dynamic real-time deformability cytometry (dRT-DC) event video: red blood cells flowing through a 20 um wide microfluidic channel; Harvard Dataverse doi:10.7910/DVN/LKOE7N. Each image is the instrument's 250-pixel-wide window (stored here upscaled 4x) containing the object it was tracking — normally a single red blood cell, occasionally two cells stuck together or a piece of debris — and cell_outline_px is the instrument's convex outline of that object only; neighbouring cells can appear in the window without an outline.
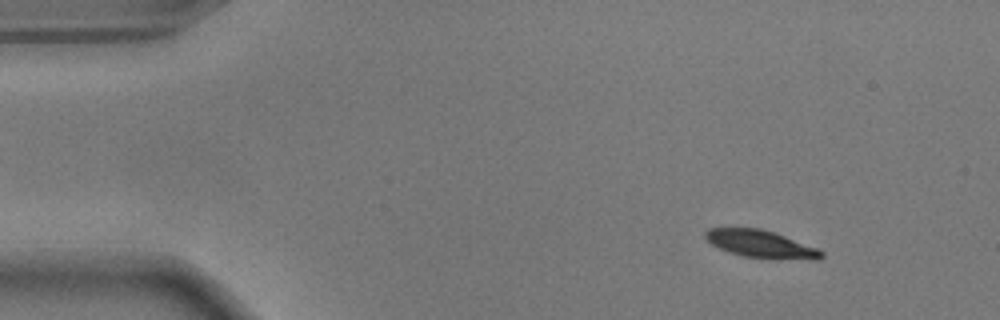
{"species": "common noctule bat (a hibernating species)", "species_latin": "Nyctalus noctula", "temperature_condition": "warm", "stored_images_in_passage": 57, "camera_frame_rate_fps": 3000, "um_per_image_px": 0.085, "animal": {"sex": "male", "body_mass_g": 17.9}, "frame": {"image": 1, "passage_image": 7, "time_ms": 2.0, "image_size_px": [1000, 320], "cell_outline_px": [[824, 256], [820, 260], [816, 260], [744, 256], [720, 248], [712, 244], [704, 236], [704, 232], [708, 228], [760, 228], [784, 236], [816, 248], [824, 252]], "centroid_in_image_um": [64.67, 20.73], "position_along_channel_um": 20.3, "area_um2": 18.03}}
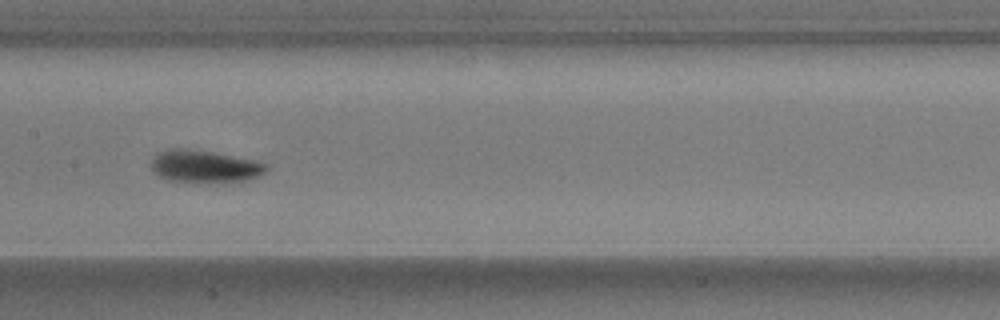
{"frame": {"image": 2, "passage_image": 28, "time_ms": 9.0, "image_size_px": [1000, 320], "cell_outline_px": [[268, 168], [260, 176], [248, 180], [200, 184], [168, 180], [152, 172], [152, 160], [160, 152], [168, 148], [184, 148], [212, 152], [252, 160], [268, 164]], "centroid_in_image_um": [17.38, 14.17], "position_along_channel_um": 190.0, "area_um2": 21.96}}
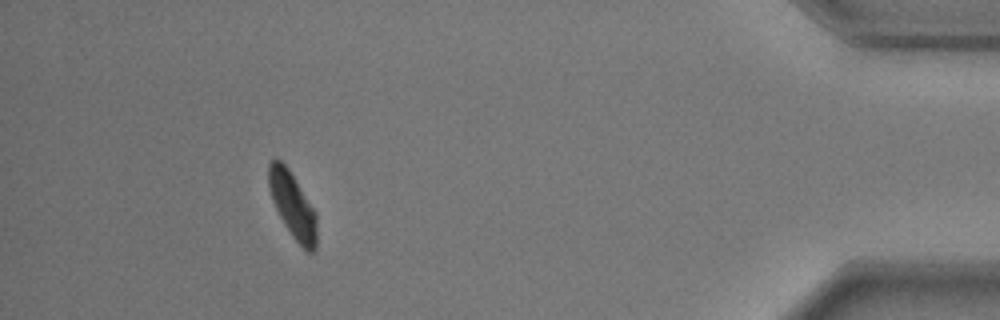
{"frame": {"image": 3, "passage_image": 51, "time_ms": 16.667, "image_size_px": [1000, 320], "cell_outline_px": [[316, 248], [312, 252], [308, 252], [292, 236], [284, 224], [272, 200], [268, 188], [268, 164], [272, 160], [280, 160], [288, 168], [316, 212]], "centroid_in_image_um": [24.86, 17.43], "position_along_channel_um": 410.3, "area_um2": 18.15}}